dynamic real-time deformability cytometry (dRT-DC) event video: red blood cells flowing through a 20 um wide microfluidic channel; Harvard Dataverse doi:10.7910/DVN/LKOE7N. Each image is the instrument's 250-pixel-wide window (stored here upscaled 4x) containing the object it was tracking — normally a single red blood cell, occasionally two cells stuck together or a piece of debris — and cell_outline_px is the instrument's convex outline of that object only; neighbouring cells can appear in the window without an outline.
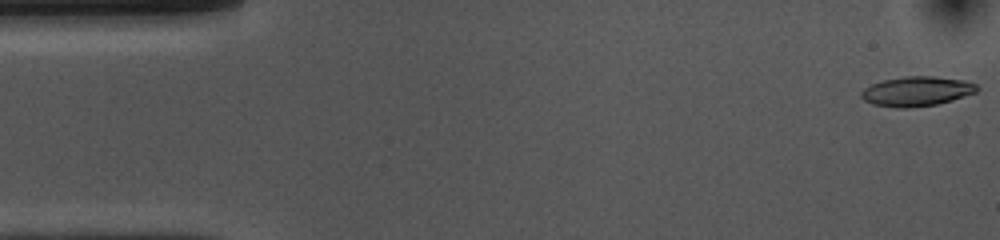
{"species": "common noctule bat (a hibernating species)", "species_latin": "Nyctalus noctula", "temperature_condition": "cold", "stored_images_in_passage": 53, "camera_frame_rate_fps": 3000, "um_per_image_px": 0.085, "animal": {"sex": "female", "body_mass_g": 10.0, "forearm_length_mm": 53.1}, "frame": {"image": 1, "passage_image": 1, "time_ms": 0.0, "image_size_px": [1000, 240], "cell_outline_px": [[980, 88], [976, 92], [952, 100], [936, 104], [908, 108], [896, 108], [872, 104], [864, 100], [860, 96], [860, 92], [864, 88], [872, 84], [884, 80], [904, 76], [932, 76], [960, 80], [976, 84]], "centroid_in_image_um": [77.88, 7.77], "position_along_channel_um": 7.1, "area_um2": 19.88}}
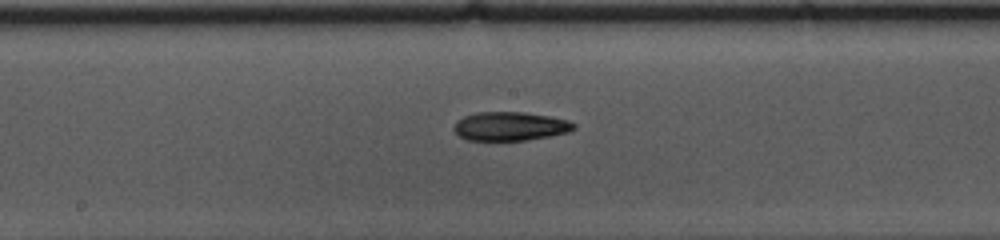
{"frame": {"image": 2, "passage_image": 26, "time_ms": 8.333, "image_size_px": [1000, 240], "cell_outline_px": [[576, 128], [568, 132], [548, 136], [524, 140], [468, 140], [460, 136], [452, 128], [456, 120], [464, 116], [476, 112], [524, 112], [548, 116], [568, 120], [576, 124]], "centroid_in_image_um": [43.34, 10.72], "position_along_channel_um": 204.9, "area_um2": 20.06}}
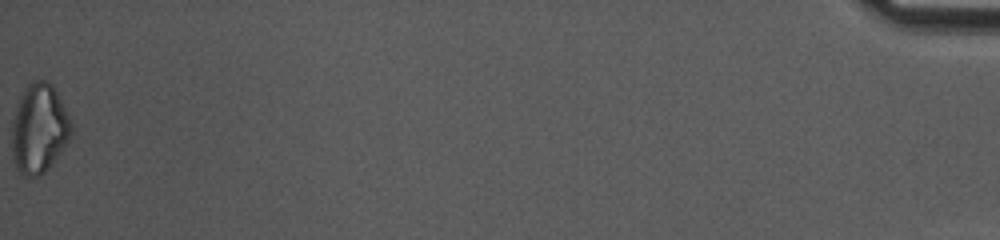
{"frame": {"image": 3, "passage_image": 53, "time_ms": 17.333, "image_size_px": [1000, 240], "cell_outline_px": [[72, 132], [64, 148], [48, 168], [40, 176], [24, 176], [16, 168], [12, 156], [12, 120], [20, 96], [24, 88], [32, 80], [44, 80], [52, 84], [72, 124]], "centroid_in_image_um": [3.3, 10.94], "position_along_channel_um": 431.9, "area_um2": 30.81}, "authors_computed_cell_mechanics": {"area_um2": 20.2878, "velocity_mm_per_s": 3.7207, "shape_relaxation_time_tau1_ms": 6.1542, "shape_relaxation_time_tau2_ms": null, "deformation_change_tau1": 0.1718, "deformation_change_tau2": null}}